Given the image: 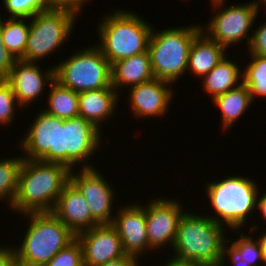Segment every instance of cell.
Wrapping results in <instances>:
<instances>
[{"label":"cell","mask_w":266,"mask_h":266,"mask_svg":"<svg viewBox=\"0 0 266 266\" xmlns=\"http://www.w3.org/2000/svg\"><path fill=\"white\" fill-rule=\"evenodd\" d=\"M262 235L260 234L259 235V240L262 244V248H263V258H264V261H265V264H266V232H263L262 230Z\"/></svg>","instance_id":"obj_39"},{"label":"cell","mask_w":266,"mask_h":266,"mask_svg":"<svg viewBox=\"0 0 266 266\" xmlns=\"http://www.w3.org/2000/svg\"><path fill=\"white\" fill-rule=\"evenodd\" d=\"M247 49L249 54L266 58V22L253 30L251 42Z\"/></svg>","instance_id":"obj_32"},{"label":"cell","mask_w":266,"mask_h":266,"mask_svg":"<svg viewBox=\"0 0 266 266\" xmlns=\"http://www.w3.org/2000/svg\"><path fill=\"white\" fill-rule=\"evenodd\" d=\"M50 9H66L75 14L82 13L83 6L89 0H46ZM84 4V5H83Z\"/></svg>","instance_id":"obj_34"},{"label":"cell","mask_w":266,"mask_h":266,"mask_svg":"<svg viewBox=\"0 0 266 266\" xmlns=\"http://www.w3.org/2000/svg\"><path fill=\"white\" fill-rule=\"evenodd\" d=\"M119 95L114 88L83 91L79 93V116L101 131L102 123L113 118ZM101 126V127H100Z\"/></svg>","instance_id":"obj_19"},{"label":"cell","mask_w":266,"mask_h":266,"mask_svg":"<svg viewBox=\"0 0 266 266\" xmlns=\"http://www.w3.org/2000/svg\"><path fill=\"white\" fill-rule=\"evenodd\" d=\"M45 70V71H44ZM41 69L35 62L16 60L5 79L12 87L19 109L26 108L40 97L55 80V68Z\"/></svg>","instance_id":"obj_15"},{"label":"cell","mask_w":266,"mask_h":266,"mask_svg":"<svg viewBox=\"0 0 266 266\" xmlns=\"http://www.w3.org/2000/svg\"><path fill=\"white\" fill-rule=\"evenodd\" d=\"M226 48L208 38L202 31L194 38L186 71L202 79L226 56Z\"/></svg>","instance_id":"obj_21"},{"label":"cell","mask_w":266,"mask_h":266,"mask_svg":"<svg viewBox=\"0 0 266 266\" xmlns=\"http://www.w3.org/2000/svg\"><path fill=\"white\" fill-rule=\"evenodd\" d=\"M83 250L84 266H98L124 257L121 239L111 224H101L76 235Z\"/></svg>","instance_id":"obj_16"},{"label":"cell","mask_w":266,"mask_h":266,"mask_svg":"<svg viewBox=\"0 0 266 266\" xmlns=\"http://www.w3.org/2000/svg\"><path fill=\"white\" fill-rule=\"evenodd\" d=\"M76 16L66 9H50L31 17L25 61L38 63L59 50L64 42L69 41Z\"/></svg>","instance_id":"obj_8"},{"label":"cell","mask_w":266,"mask_h":266,"mask_svg":"<svg viewBox=\"0 0 266 266\" xmlns=\"http://www.w3.org/2000/svg\"><path fill=\"white\" fill-rule=\"evenodd\" d=\"M98 266H140V265L139 261H137L135 258L129 255H125L124 257L111 260L105 264H101Z\"/></svg>","instance_id":"obj_36"},{"label":"cell","mask_w":266,"mask_h":266,"mask_svg":"<svg viewBox=\"0 0 266 266\" xmlns=\"http://www.w3.org/2000/svg\"><path fill=\"white\" fill-rule=\"evenodd\" d=\"M38 112L19 142L20 149L25 153L22 157L63 165V119L49 115L42 109Z\"/></svg>","instance_id":"obj_10"},{"label":"cell","mask_w":266,"mask_h":266,"mask_svg":"<svg viewBox=\"0 0 266 266\" xmlns=\"http://www.w3.org/2000/svg\"><path fill=\"white\" fill-rule=\"evenodd\" d=\"M70 55L54 65L55 80L61 85L77 93L113 88L111 64L96 43Z\"/></svg>","instance_id":"obj_7"},{"label":"cell","mask_w":266,"mask_h":266,"mask_svg":"<svg viewBox=\"0 0 266 266\" xmlns=\"http://www.w3.org/2000/svg\"><path fill=\"white\" fill-rule=\"evenodd\" d=\"M227 56L202 78L203 90L211 95L212 100L243 83L241 67Z\"/></svg>","instance_id":"obj_23"},{"label":"cell","mask_w":266,"mask_h":266,"mask_svg":"<svg viewBox=\"0 0 266 266\" xmlns=\"http://www.w3.org/2000/svg\"><path fill=\"white\" fill-rule=\"evenodd\" d=\"M166 198L157 197L145 205L147 237L154 252L166 245L173 247L179 220L186 211L179 200Z\"/></svg>","instance_id":"obj_13"},{"label":"cell","mask_w":266,"mask_h":266,"mask_svg":"<svg viewBox=\"0 0 266 266\" xmlns=\"http://www.w3.org/2000/svg\"><path fill=\"white\" fill-rule=\"evenodd\" d=\"M235 232H239L241 236L233 242L230 241L231 238L224 242L221 265H228L227 259H229L230 266H266L259 238L257 239L255 236L252 238L253 235L240 233V230Z\"/></svg>","instance_id":"obj_22"},{"label":"cell","mask_w":266,"mask_h":266,"mask_svg":"<svg viewBox=\"0 0 266 266\" xmlns=\"http://www.w3.org/2000/svg\"><path fill=\"white\" fill-rule=\"evenodd\" d=\"M210 3L214 7L213 11L217 9L218 11L205 24L206 27L201 26V31L226 49L231 45L237 46L240 42L243 43L245 39L249 47L252 38V33L250 35L249 31H253L250 29L254 27V21L259 16L254 1L231 4L225 9L223 5L226 0H212Z\"/></svg>","instance_id":"obj_9"},{"label":"cell","mask_w":266,"mask_h":266,"mask_svg":"<svg viewBox=\"0 0 266 266\" xmlns=\"http://www.w3.org/2000/svg\"><path fill=\"white\" fill-rule=\"evenodd\" d=\"M256 209L259 210L262 220H266V191L262 195L258 194Z\"/></svg>","instance_id":"obj_38"},{"label":"cell","mask_w":266,"mask_h":266,"mask_svg":"<svg viewBox=\"0 0 266 266\" xmlns=\"http://www.w3.org/2000/svg\"><path fill=\"white\" fill-rule=\"evenodd\" d=\"M170 257L171 258L169 259V256H168V260L164 262L166 263L164 266H208L206 264H203L197 261L181 260V259L172 257L171 255Z\"/></svg>","instance_id":"obj_37"},{"label":"cell","mask_w":266,"mask_h":266,"mask_svg":"<svg viewBox=\"0 0 266 266\" xmlns=\"http://www.w3.org/2000/svg\"><path fill=\"white\" fill-rule=\"evenodd\" d=\"M253 1L255 3V6H256L258 12L260 11V8H262V7H260V5L262 6V4H263V7L264 6L266 7V0H253Z\"/></svg>","instance_id":"obj_40"},{"label":"cell","mask_w":266,"mask_h":266,"mask_svg":"<svg viewBox=\"0 0 266 266\" xmlns=\"http://www.w3.org/2000/svg\"><path fill=\"white\" fill-rule=\"evenodd\" d=\"M0 266H16L15 248L0 245Z\"/></svg>","instance_id":"obj_35"},{"label":"cell","mask_w":266,"mask_h":266,"mask_svg":"<svg viewBox=\"0 0 266 266\" xmlns=\"http://www.w3.org/2000/svg\"><path fill=\"white\" fill-rule=\"evenodd\" d=\"M52 213L76 236L82 231L100 225L93 217L82 194L68 182L58 196Z\"/></svg>","instance_id":"obj_18"},{"label":"cell","mask_w":266,"mask_h":266,"mask_svg":"<svg viewBox=\"0 0 266 266\" xmlns=\"http://www.w3.org/2000/svg\"><path fill=\"white\" fill-rule=\"evenodd\" d=\"M173 84L153 78L128 89L130 109L135 118L163 117L173 100Z\"/></svg>","instance_id":"obj_17"},{"label":"cell","mask_w":266,"mask_h":266,"mask_svg":"<svg viewBox=\"0 0 266 266\" xmlns=\"http://www.w3.org/2000/svg\"><path fill=\"white\" fill-rule=\"evenodd\" d=\"M50 88L46 103L48 107H43V111L61 119L78 117L79 93L61 85L57 80L50 84Z\"/></svg>","instance_id":"obj_25"},{"label":"cell","mask_w":266,"mask_h":266,"mask_svg":"<svg viewBox=\"0 0 266 266\" xmlns=\"http://www.w3.org/2000/svg\"><path fill=\"white\" fill-rule=\"evenodd\" d=\"M126 205L116 210L111 225L119 234L125 254L139 261L138 257L147 250V253L154 250L148 242L145 206L133 203Z\"/></svg>","instance_id":"obj_14"},{"label":"cell","mask_w":266,"mask_h":266,"mask_svg":"<svg viewBox=\"0 0 266 266\" xmlns=\"http://www.w3.org/2000/svg\"><path fill=\"white\" fill-rule=\"evenodd\" d=\"M212 101L220 109L222 129L227 131L226 129H230L239 121L254 100L251 98L249 89L242 83L236 88L216 96Z\"/></svg>","instance_id":"obj_24"},{"label":"cell","mask_w":266,"mask_h":266,"mask_svg":"<svg viewBox=\"0 0 266 266\" xmlns=\"http://www.w3.org/2000/svg\"><path fill=\"white\" fill-rule=\"evenodd\" d=\"M113 11L97 24L100 42L96 44L111 65L118 60L147 52L153 30L152 24L135 11Z\"/></svg>","instance_id":"obj_2"},{"label":"cell","mask_w":266,"mask_h":266,"mask_svg":"<svg viewBox=\"0 0 266 266\" xmlns=\"http://www.w3.org/2000/svg\"><path fill=\"white\" fill-rule=\"evenodd\" d=\"M70 169L60 163L23 159L15 198L10 211L17 213L52 212Z\"/></svg>","instance_id":"obj_1"},{"label":"cell","mask_w":266,"mask_h":266,"mask_svg":"<svg viewBox=\"0 0 266 266\" xmlns=\"http://www.w3.org/2000/svg\"><path fill=\"white\" fill-rule=\"evenodd\" d=\"M63 129V165L70 170L80 163V168H93L87 161L100 150L103 131L80 116L63 119Z\"/></svg>","instance_id":"obj_12"},{"label":"cell","mask_w":266,"mask_h":266,"mask_svg":"<svg viewBox=\"0 0 266 266\" xmlns=\"http://www.w3.org/2000/svg\"><path fill=\"white\" fill-rule=\"evenodd\" d=\"M29 21V23L27 22ZM28 24V25H27ZM30 30V19L1 18V34L3 44L16 60L25 61V49Z\"/></svg>","instance_id":"obj_26"},{"label":"cell","mask_w":266,"mask_h":266,"mask_svg":"<svg viewBox=\"0 0 266 266\" xmlns=\"http://www.w3.org/2000/svg\"><path fill=\"white\" fill-rule=\"evenodd\" d=\"M250 55V62L243 71V84L249 89L252 100L266 97V58Z\"/></svg>","instance_id":"obj_28"},{"label":"cell","mask_w":266,"mask_h":266,"mask_svg":"<svg viewBox=\"0 0 266 266\" xmlns=\"http://www.w3.org/2000/svg\"><path fill=\"white\" fill-rule=\"evenodd\" d=\"M112 87L120 93L123 88L133 87L154 78L149 52L124 58L111 65Z\"/></svg>","instance_id":"obj_20"},{"label":"cell","mask_w":266,"mask_h":266,"mask_svg":"<svg viewBox=\"0 0 266 266\" xmlns=\"http://www.w3.org/2000/svg\"><path fill=\"white\" fill-rule=\"evenodd\" d=\"M96 169V167L80 168V171L75 172L72 169L68 176V182L84 196L92 217L100 225L112 224L115 216L112 210L113 201L116 194H114V188L110 181L106 180Z\"/></svg>","instance_id":"obj_11"},{"label":"cell","mask_w":266,"mask_h":266,"mask_svg":"<svg viewBox=\"0 0 266 266\" xmlns=\"http://www.w3.org/2000/svg\"><path fill=\"white\" fill-rule=\"evenodd\" d=\"M17 106L19 107V104L11 85L5 79H0V124L7 127L12 124Z\"/></svg>","instance_id":"obj_30"},{"label":"cell","mask_w":266,"mask_h":266,"mask_svg":"<svg viewBox=\"0 0 266 266\" xmlns=\"http://www.w3.org/2000/svg\"><path fill=\"white\" fill-rule=\"evenodd\" d=\"M9 18L30 19L39 12L50 10L46 0H3Z\"/></svg>","instance_id":"obj_29"},{"label":"cell","mask_w":266,"mask_h":266,"mask_svg":"<svg viewBox=\"0 0 266 266\" xmlns=\"http://www.w3.org/2000/svg\"><path fill=\"white\" fill-rule=\"evenodd\" d=\"M185 211L181 216L173 244L174 256L197 261L208 266L220 265L225 239V227L204 214Z\"/></svg>","instance_id":"obj_3"},{"label":"cell","mask_w":266,"mask_h":266,"mask_svg":"<svg viewBox=\"0 0 266 266\" xmlns=\"http://www.w3.org/2000/svg\"><path fill=\"white\" fill-rule=\"evenodd\" d=\"M23 159L22 155H15L13 158L6 157L0 160V201L9 203V207L16 195L18 173Z\"/></svg>","instance_id":"obj_27"},{"label":"cell","mask_w":266,"mask_h":266,"mask_svg":"<svg viewBox=\"0 0 266 266\" xmlns=\"http://www.w3.org/2000/svg\"><path fill=\"white\" fill-rule=\"evenodd\" d=\"M44 266H84L83 250L78 239L75 238L65 248L61 249Z\"/></svg>","instance_id":"obj_31"},{"label":"cell","mask_w":266,"mask_h":266,"mask_svg":"<svg viewBox=\"0 0 266 266\" xmlns=\"http://www.w3.org/2000/svg\"><path fill=\"white\" fill-rule=\"evenodd\" d=\"M187 26L158 31L153 27L148 52L154 78L175 84L186 74L191 44L201 32L199 24Z\"/></svg>","instance_id":"obj_6"},{"label":"cell","mask_w":266,"mask_h":266,"mask_svg":"<svg viewBox=\"0 0 266 266\" xmlns=\"http://www.w3.org/2000/svg\"><path fill=\"white\" fill-rule=\"evenodd\" d=\"M29 225L19 246L16 266H44L76 236L52 212L26 213Z\"/></svg>","instance_id":"obj_5"},{"label":"cell","mask_w":266,"mask_h":266,"mask_svg":"<svg viewBox=\"0 0 266 266\" xmlns=\"http://www.w3.org/2000/svg\"><path fill=\"white\" fill-rule=\"evenodd\" d=\"M217 180H210L205 188L215 214L208 217L223 227H230L233 232L241 230L250 219L249 214L257 210L259 187L253 179L238 175Z\"/></svg>","instance_id":"obj_4"},{"label":"cell","mask_w":266,"mask_h":266,"mask_svg":"<svg viewBox=\"0 0 266 266\" xmlns=\"http://www.w3.org/2000/svg\"><path fill=\"white\" fill-rule=\"evenodd\" d=\"M1 17L2 14H0V79H6L16 59L10 54V52L3 44L2 34H1Z\"/></svg>","instance_id":"obj_33"}]
</instances>
